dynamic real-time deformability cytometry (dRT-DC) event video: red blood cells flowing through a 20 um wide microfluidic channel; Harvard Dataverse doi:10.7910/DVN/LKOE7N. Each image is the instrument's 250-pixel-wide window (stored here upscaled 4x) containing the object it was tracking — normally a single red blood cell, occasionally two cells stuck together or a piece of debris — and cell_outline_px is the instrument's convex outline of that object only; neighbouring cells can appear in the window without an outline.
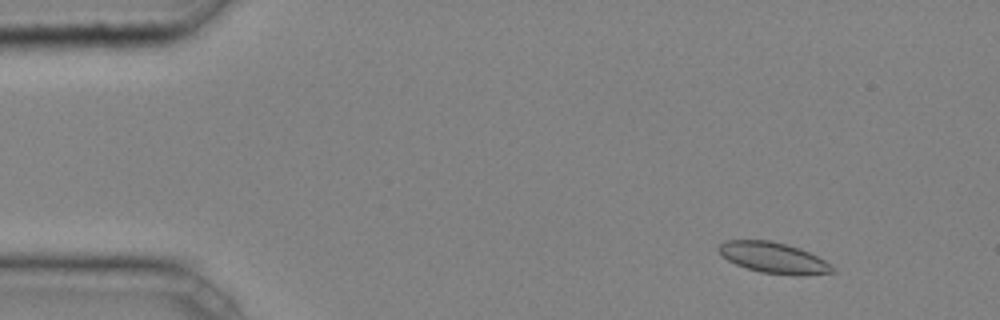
{"species": "common noctule bat (a hibernating species)", "species_latin": "Nyctalus noctula", "temperature_condition": "cold", "stored_images_in_passage": 5, "camera_frame_rate_fps": 3000, "um_per_image_px": 0.085, "animal": {"sex": "male", "body_mass_g": 20.4}, "frame": {"image": 1, "passage_image": 2, "time_ms": 0.333, "image_size_px": [1000, 320], "cell_outline_px": [[836, 272], [796, 276], [760, 272], [736, 264], [728, 260], [716, 248], [724, 240], [768, 240], [800, 248], [824, 260]], "centroid_in_image_um": [65.72, 21.91], "position_along_channel_um": 19.3, "area_um2": 20.17}}
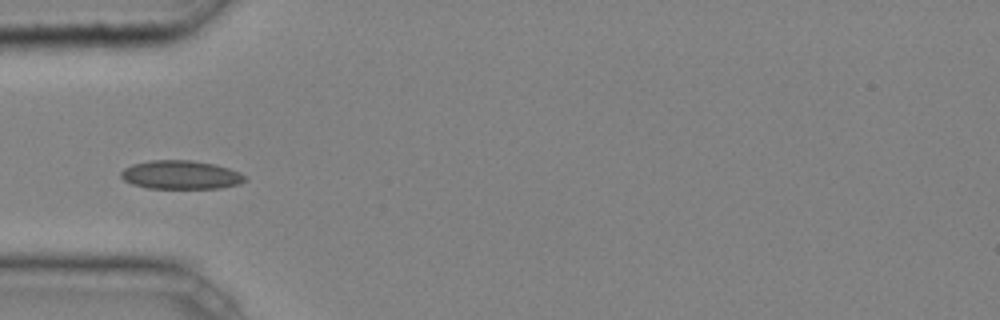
{"frame": {"image": 2, "passage_image": 5, "time_ms": 1.333, "image_size_px": [1000, 320], "cell_outline_px": [[248, 180], [240, 184], [220, 188], [148, 188], [132, 184], [124, 180], [120, 176], [120, 172], [124, 168], [132, 164], [152, 160], [192, 160], [216, 164], [240, 172]], "centroid_in_image_um": [15.38, 14.86], "position_along_channel_um": 69.6, "area_um2": 20.81}}